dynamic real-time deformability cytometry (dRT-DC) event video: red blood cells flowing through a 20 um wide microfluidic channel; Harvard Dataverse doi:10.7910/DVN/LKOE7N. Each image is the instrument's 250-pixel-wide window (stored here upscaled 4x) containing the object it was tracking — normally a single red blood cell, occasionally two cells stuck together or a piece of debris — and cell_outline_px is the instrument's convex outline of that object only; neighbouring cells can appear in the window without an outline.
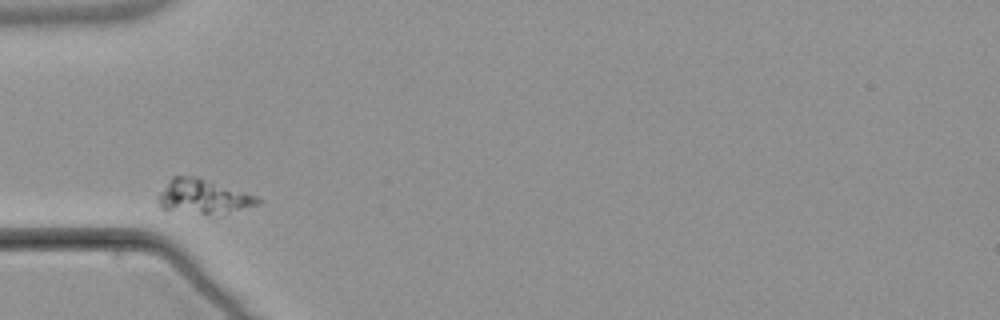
{"species": "common noctule bat (a hibernating species)", "species_latin": "Nyctalus noctula", "temperature_condition": "warm", "stored_images_in_passage": 7, "camera_frame_rate_fps": 3000, "um_per_image_px": 0.085, "animal": {"sex": "male", "body_mass_g": 21.5, "forearm_length_mm": 52.0}, "frame": {"image": 1, "passage_image": 1, "time_ms": 0.0, "image_size_px": [1000, 320], "cell_outline_px": [[260, 204], [212, 220], [160, 208], [160, 192], [172, 176], [200, 176], [256, 196], [260, 200]], "centroid_in_image_um": [17.33, 16.81], "position_along_channel_um": 67.7, "area_um2": 21.39}}
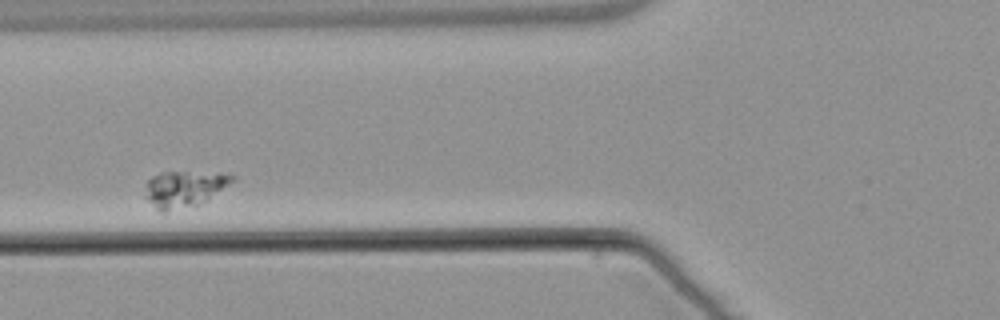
{"frame": {"image": 2, "passage_image": 2, "time_ms": 1.333, "image_size_px": [1000, 320], "cell_outline_px": [[236, 180], [208, 200], [196, 204], [164, 212], [160, 212], [144, 196], [148, 180], [152, 176], [160, 172], [220, 172], [236, 176]], "centroid_in_image_um": [15.7, 16.02], "position_along_channel_um": 110.1, "area_um2": 18.44}}
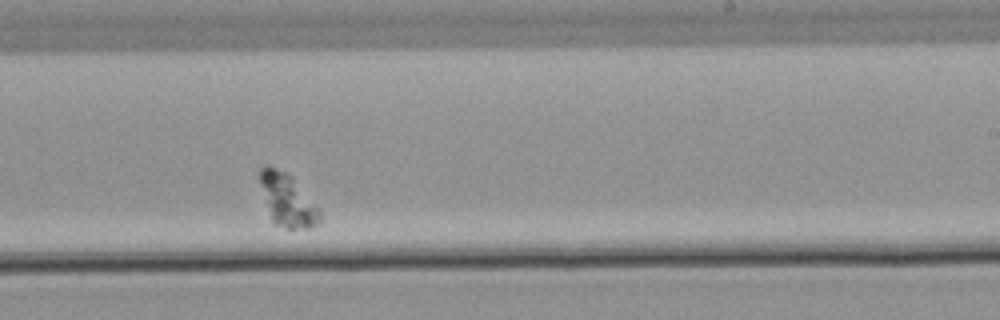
{"frame": {"image": 3, "passage_image": 6, "time_ms": 6.0, "image_size_px": [1000, 320], "cell_outline_px": [[320, 220], [316, 224], [308, 228], [288, 228], [276, 224], [272, 220], [260, 180], [260, 168], [268, 164], [292, 176], [320, 208]], "centroid_in_image_um": [24.47, 16.99], "position_along_channel_um": 264.5, "area_um2": 17.86}}